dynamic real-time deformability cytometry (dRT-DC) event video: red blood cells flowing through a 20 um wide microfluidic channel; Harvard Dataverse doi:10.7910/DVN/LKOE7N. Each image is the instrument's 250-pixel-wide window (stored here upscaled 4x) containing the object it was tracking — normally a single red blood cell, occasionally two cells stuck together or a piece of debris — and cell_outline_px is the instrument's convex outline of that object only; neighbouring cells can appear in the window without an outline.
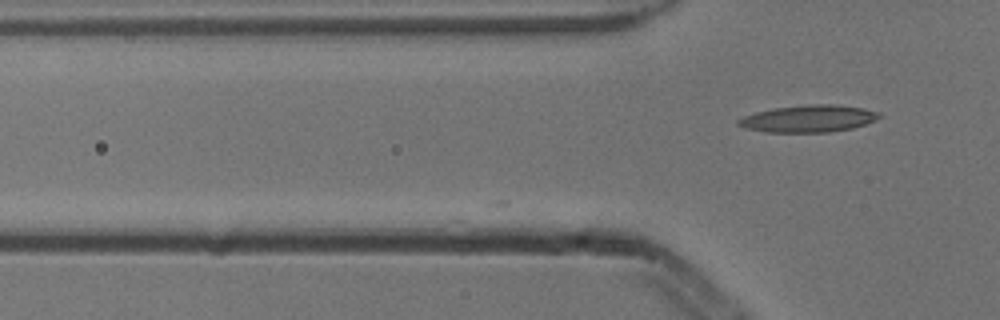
{"species": "common noctule bat (a hibernating species)", "species_latin": "Nyctalus noctula", "temperature_condition": "cold", "stored_images_in_passage": 5, "camera_frame_rate_fps": 3000, "um_per_image_px": 0.085, "animal": {"sex": "male", "body_mass_g": 13.3}, "frame": {"image": 1, "passage_image": 5, "time_ms": 1.333, "image_size_px": [1000, 320], "cell_outline_px": [[880, 116], [864, 124], [852, 128], [828, 132], [764, 132], [744, 128], [736, 124], [736, 120], [744, 116], [756, 112], [772, 108], [808, 104], [836, 104], [864, 108], [880, 112]], "centroid_in_image_um": [68.67, 10.08], "position_along_channel_um": 57.1, "area_um2": 22.25}}